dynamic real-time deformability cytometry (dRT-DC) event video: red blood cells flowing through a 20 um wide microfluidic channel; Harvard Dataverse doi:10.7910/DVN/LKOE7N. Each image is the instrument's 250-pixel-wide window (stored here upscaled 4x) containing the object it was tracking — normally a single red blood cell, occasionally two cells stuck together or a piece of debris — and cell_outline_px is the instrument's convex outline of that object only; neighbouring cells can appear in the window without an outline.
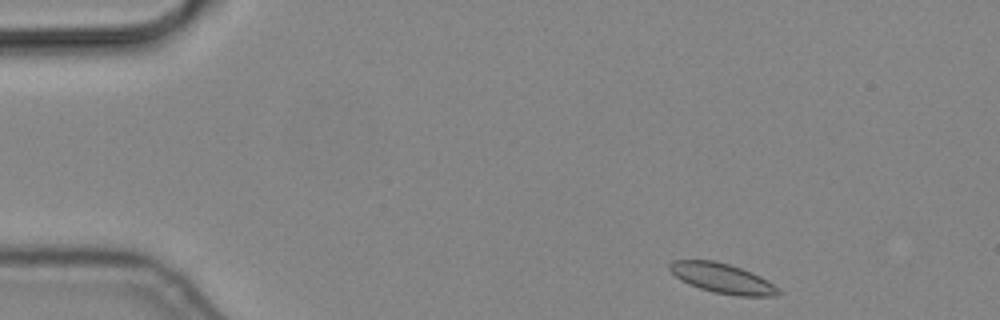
{"species": "common noctule bat (a hibernating species)", "species_latin": "Nyctalus noctula", "temperature_condition": "cold", "stored_images_in_passage": 5, "camera_frame_rate_fps": 3000, "um_per_image_px": 0.085, "animal": {"sex": "male", "body_mass_g": 19.2, "forearm_length_mm": 51.8}, "frame": {"image": 1, "passage_image": 1, "time_ms": 0.0, "image_size_px": [1000, 320], "cell_outline_px": [[780, 292], [776, 296], [736, 296], [712, 292], [688, 284], [680, 280], [668, 268], [668, 264], [672, 260], [712, 260], [728, 264], [752, 272], [768, 280]], "centroid_in_image_um": [61.36, 23.65], "position_along_channel_um": 23.6, "area_um2": 18.84}}
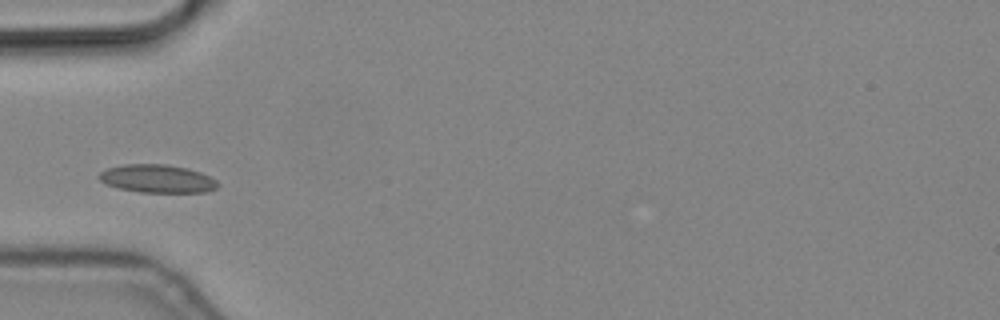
{"frame": {"image": 2, "passage_image": 4, "time_ms": 1.0, "image_size_px": [1000, 320], "cell_outline_px": [[220, 184], [216, 188], [204, 192], [140, 192], [120, 188], [108, 184], [100, 180], [96, 176], [100, 172], [108, 168], [124, 164], [168, 164], [188, 168], [200, 172], [216, 180]], "centroid_in_image_um": [13.37, 15.18], "position_along_channel_um": 71.6, "area_um2": 19.36}}
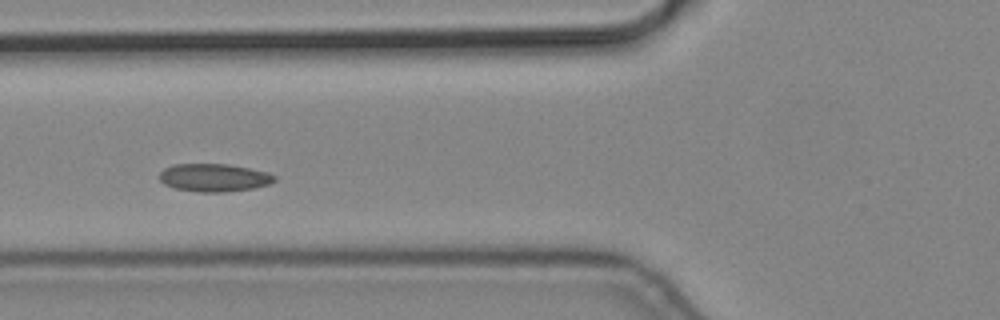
{"frame": {"image": 3, "passage_image": 5, "time_ms": 1.333, "image_size_px": [1000, 320], "cell_outline_px": [[276, 180], [268, 184], [252, 188], [224, 192], [200, 192], [176, 188], [164, 184], [160, 180], [160, 172], [164, 168], [172, 164], [228, 164], [268, 172], [276, 176]], "centroid_in_image_um": [18.18, 15.09], "position_along_channel_um": 107.6, "area_um2": 18.61}}